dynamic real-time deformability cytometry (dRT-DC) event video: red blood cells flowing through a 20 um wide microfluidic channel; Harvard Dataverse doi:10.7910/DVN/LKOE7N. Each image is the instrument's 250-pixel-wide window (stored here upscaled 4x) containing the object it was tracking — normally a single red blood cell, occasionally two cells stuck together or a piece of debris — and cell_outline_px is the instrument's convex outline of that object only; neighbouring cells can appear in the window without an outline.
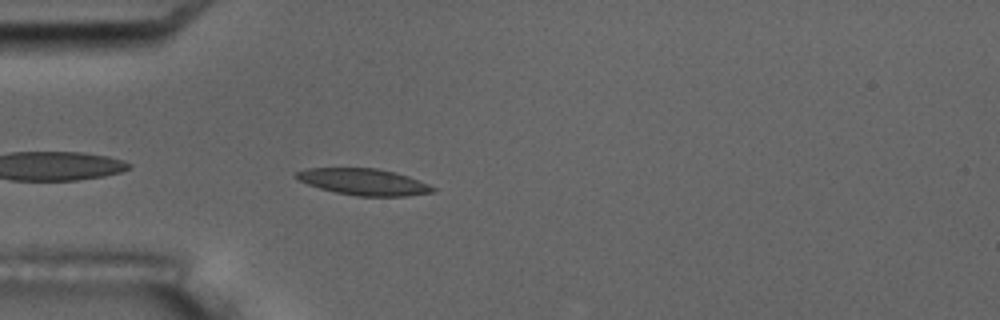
{"species": "common noctule bat (a hibernating species)", "species_latin": "Nyctalus noctula", "temperature_condition": "room temperature", "stored_images_in_passage": 4, "camera_frame_rate_fps": 3000, "um_per_image_px": 0.085, "animal": {"sex": "male", "body_mass_g": 17.5, "forearm_length_mm": 52.3}, "frame": {"image": 1, "passage_image": 4, "time_ms": 3.667, "image_size_px": [1000, 320], "cell_outline_px": [[436, 188], [432, 192], [404, 196], [356, 196], [336, 192], [320, 188], [308, 184], [292, 176], [296, 172], [308, 168], [376, 168], [396, 172], [408, 176], [428, 184]], "centroid_in_image_um": [30.89, 15.45], "position_along_channel_um": 54.1, "area_um2": 20.92}}